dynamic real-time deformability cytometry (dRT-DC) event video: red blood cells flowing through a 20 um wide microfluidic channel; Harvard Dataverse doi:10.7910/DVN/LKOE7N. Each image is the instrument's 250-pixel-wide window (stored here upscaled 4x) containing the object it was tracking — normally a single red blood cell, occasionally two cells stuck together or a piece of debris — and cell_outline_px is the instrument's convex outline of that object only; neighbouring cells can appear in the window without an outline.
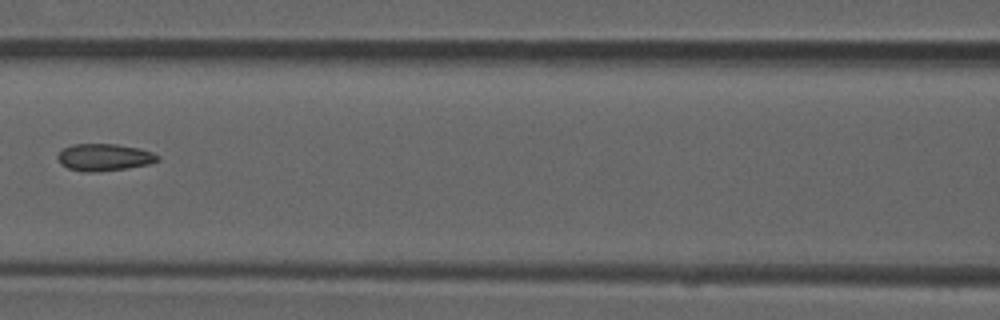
{"species": "common noctule bat (a hibernating species)", "species_latin": "Nyctalus noctula", "temperature_condition": "room temperature", "stored_images_in_passage": 8, "camera_frame_rate_fps": 3000, "um_per_image_px": 0.085, "animal": {"sex": "male", "forearm_length_mm": 52.5}, "frame": {"image": 1, "passage_image": 6, "time_ms": 1.667, "image_size_px": [1000, 320], "cell_outline_px": [[160, 160], [148, 164], [128, 168], [100, 172], [84, 172], [68, 168], [60, 164], [56, 156], [64, 148], [72, 144], [116, 144], [140, 148], [152, 152], [160, 156]], "centroid_in_image_um": [8.86, 13.37], "position_along_channel_um": 157.7, "area_um2": 15.95}}
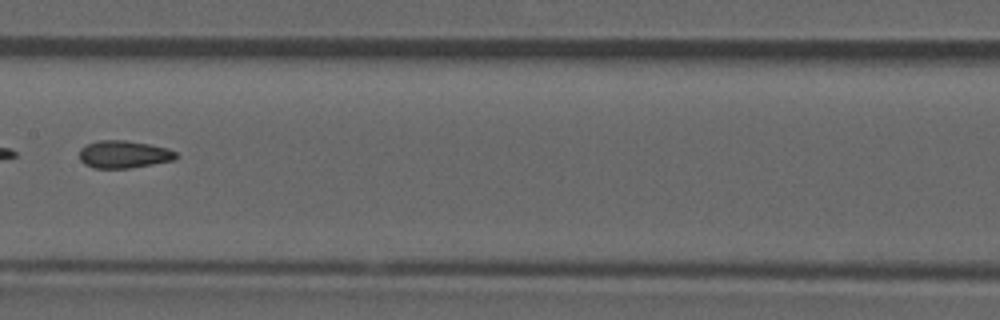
{"frame": {"image": 2, "passage_image": 7, "time_ms": 2.0, "image_size_px": [1000, 320], "cell_outline_px": [[180, 156], [176, 160], [132, 168], [92, 168], [84, 164], [80, 160], [80, 148], [88, 144], [100, 140], [124, 140], [148, 144], [168, 148], [176, 152]], "centroid_in_image_um": [10.56, 13.13], "position_along_channel_um": 196.8, "area_um2": 15.66}}
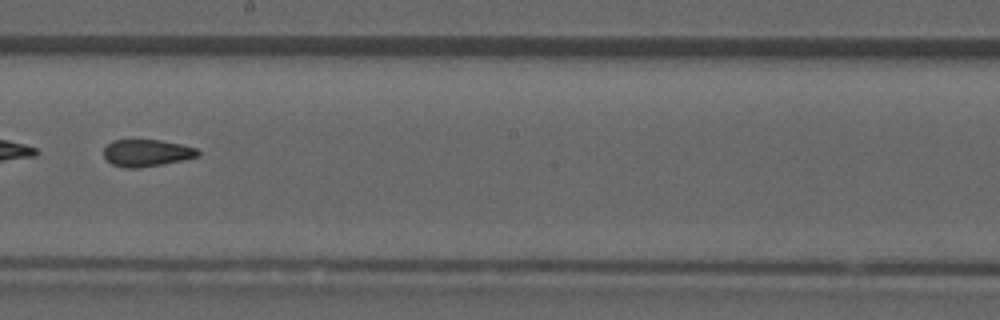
{"frame": {"image": 3, "passage_image": 8, "time_ms": 2.333, "image_size_px": [1000, 320], "cell_outline_px": [[200, 156], [140, 168], [124, 168], [112, 164], [104, 156], [104, 148], [112, 140], [160, 140], [180, 144], [196, 148], [200, 152]], "centroid_in_image_um": [12.45, 13.0], "position_along_channel_um": 235.7, "area_um2": 14.68}}